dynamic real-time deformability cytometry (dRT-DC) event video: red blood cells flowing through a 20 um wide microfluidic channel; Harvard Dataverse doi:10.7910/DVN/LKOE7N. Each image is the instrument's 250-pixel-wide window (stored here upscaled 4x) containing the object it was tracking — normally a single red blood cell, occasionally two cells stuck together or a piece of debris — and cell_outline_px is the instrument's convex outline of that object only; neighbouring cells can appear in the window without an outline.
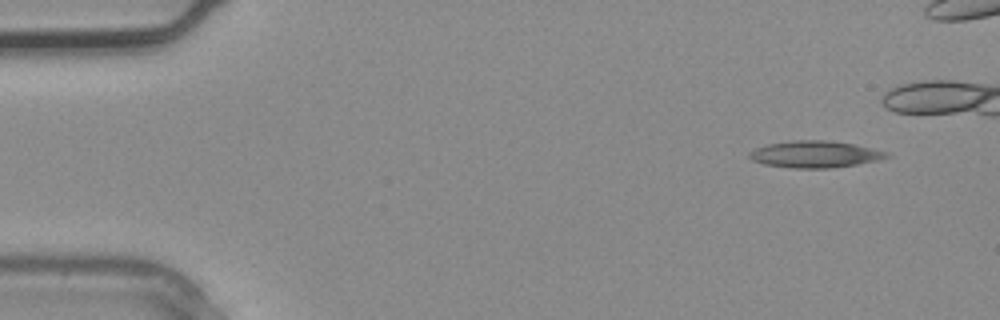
{"species": "common noctule bat (a hibernating species)", "species_latin": "Nyctalus noctula", "temperature_condition": "warm", "stored_images_in_passage": 5, "camera_frame_rate_fps": 3000, "um_per_image_px": 0.085, "animal": {"sex": "male", "body_mass_g": 20.4}, "frame": {"image": 1, "passage_image": 1, "time_ms": 0.0, "image_size_px": [1000, 320], "cell_outline_px": [[892, 156], [880, 160], [856, 164], [828, 168], [792, 168], [764, 164], [752, 160], [748, 156], [748, 152], [756, 148], [768, 144], [792, 140], [824, 140], [852, 144], [884, 152]], "centroid_in_image_um": [69.21, 13.12], "position_along_channel_um": 15.8, "area_um2": 21.1}}
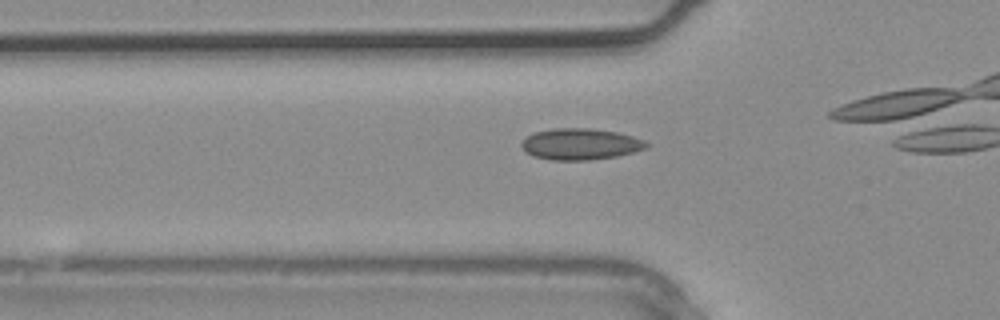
{"frame": {"image": 2, "passage_image": 4, "time_ms": 1.0, "image_size_px": [1000, 320], "cell_outline_px": [[652, 144], [648, 148], [616, 156], [588, 160], [552, 160], [532, 156], [524, 152], [520, 144], [528, 136], [536, 132], [552, 128], [588, 128], [616, 132], [632, 136], [644, 140]], "centroid_in_image_um": [49.34, 12.25], "position_along_channel_um": 76.5, "area_um2": 22.83}}